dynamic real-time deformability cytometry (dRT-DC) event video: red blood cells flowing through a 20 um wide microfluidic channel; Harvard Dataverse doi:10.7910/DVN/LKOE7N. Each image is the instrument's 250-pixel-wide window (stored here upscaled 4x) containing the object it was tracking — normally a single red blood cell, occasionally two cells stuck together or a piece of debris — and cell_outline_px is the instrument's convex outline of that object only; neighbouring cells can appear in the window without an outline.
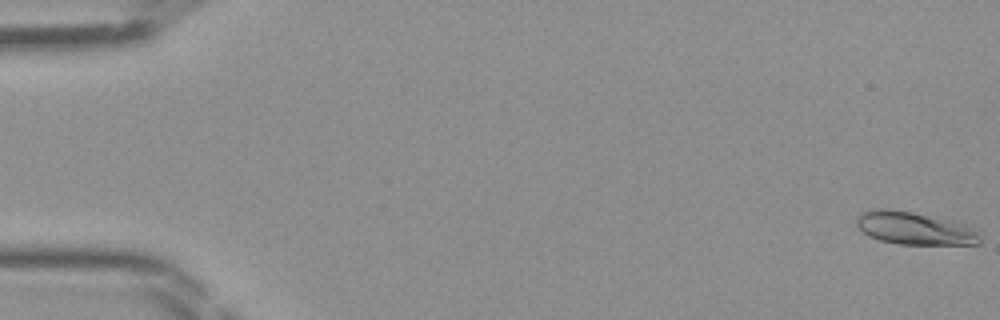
{"species": "Egyptian fruit bat (a non-hibernating species)", "species_latin": "Rousettus aegyptiacus", "temperature_condition": "room temperature", "stored_images_in_passage": 13, "camera_frame_rate_fps": 3000, "um_per_image_px": 0.085, "frame": {"image": 1, "passage_image": 1, "time_ms": 0.0, "image_size_px": [1000, 320], "cell_outline_px": [[980, 244], [900, 244], [880, 240], [868, 236], [856, 224], [856, 216], [860, 212], [872, 208], [892, 208], [956, 220], [972, 224], [980, 232]], "centroid_in_image_um": [77.79, 19.37], "position_along_channel_um": 7.2, "area_um2": 24.33}}
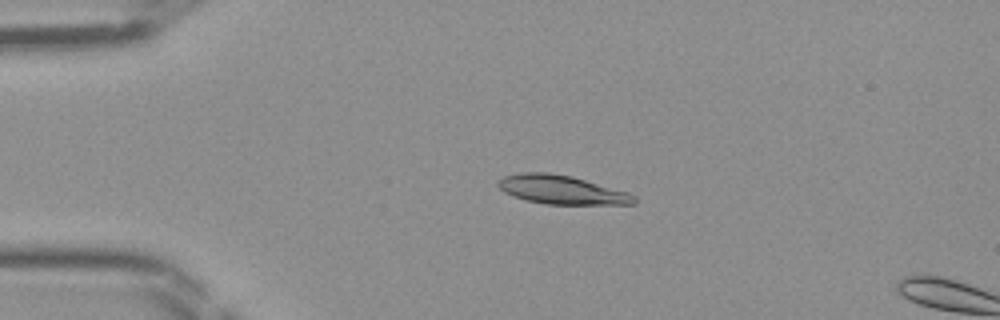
{"frame": {"image": 2, "passage_image": 11, "time_ms": 3.333, "image_size_px": [1000, 320], "cell_outline_px": [[636, 204], [548, 204], [524, 200], [512, 196], [504, 192], [496, 184], [504, 176], [524, 172], [548, 172], [572, 176], [628, 192], [636, 196]], "centroid_in_image_um": [47.74, 16.13], "position_along_channel_um": 37.3, "area_um2": 22.77}}